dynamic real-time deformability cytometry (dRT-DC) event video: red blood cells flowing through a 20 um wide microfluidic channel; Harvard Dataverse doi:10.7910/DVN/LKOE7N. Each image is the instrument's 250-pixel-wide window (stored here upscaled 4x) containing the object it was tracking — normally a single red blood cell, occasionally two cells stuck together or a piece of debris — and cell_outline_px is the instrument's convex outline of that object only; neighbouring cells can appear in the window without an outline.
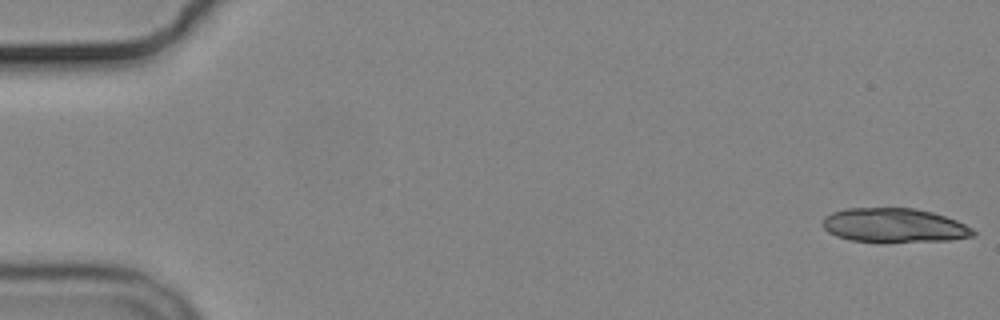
{"species": "common noctule bat (a hibernating species)", "species_latin": "Nyctalus noctula", "temperature_condition": "cold", "stored_images_in_passage": 8, "camera_frame_rate_fps": 3000, "um_per_image_px": 0.085, "animal": {"sex": "male", "body_mass_g": 19.2, "forearm_length_mm": 51.8}, "frame": {"image": 1, "passage_image": 1, "time_ms": 0.0, "image_size_px": [1000, 320], "cell_outline_px": [[976, 236], [952, 240], [880, 244], [876, 244], [852, 240], [836, 236], [828, 232], [820, 224], [824, 216], [832, 212], [844, 208], [916, 208], [932, 212], [956, 220], [972, 228], [976, 232]], "centroid_in_image_um": [75.98, 19.19], "position_along_channel_um": 9.0, "area_um2": 30.98}}
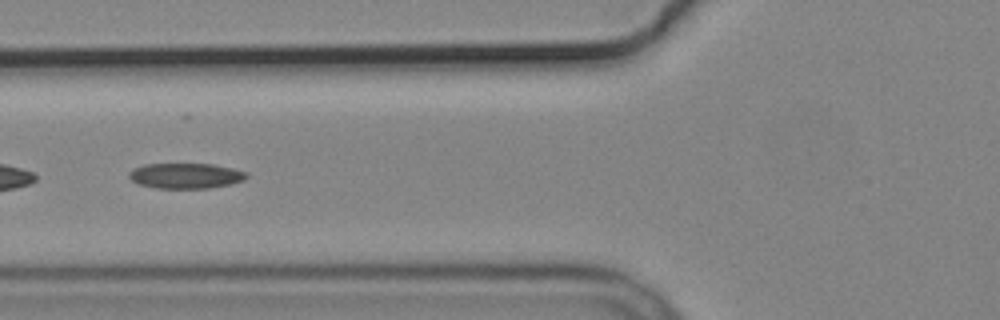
{"frame": {"image": 2, "passage_image": 7, "time_ms": 7.0, "image_size_px": [1000, 320], "cell_outline_px": [[248, 176], [244, 180], [228, 184], [208, 188], [156, 188], [140, 184], [132, 180], [128, 176], [128, 172], [132, 168], [144, 164], [212, 164], [232, 168], [248, 172]], "centroid_in_image_um": [15.77, 14.93], "position_along_channel_um": 110.0, "area_um2": 17.34}}
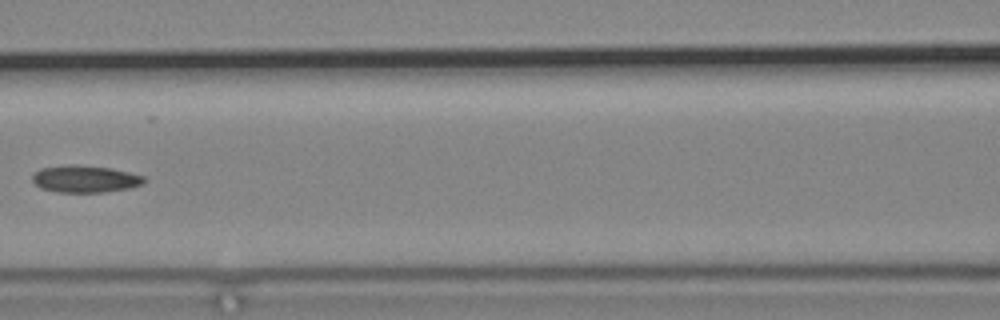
{"frame": {"image": 3, "passage_image": 8, "time_ms": 8.333, "image_size_px": [1000, 320], "cell_outline_px": [[144, 180], [140, 184], [128, 188], [104, 192], [60, 192], [40, 188], [32, 180], [32, 172], [40, 168], [64, 164], [76, 164], [112, 168], [144, 176]], "centroid_in_image_um": [7.15, 15.19], "position_along_channel_um": 159.4, "area_um2": 17.69}}